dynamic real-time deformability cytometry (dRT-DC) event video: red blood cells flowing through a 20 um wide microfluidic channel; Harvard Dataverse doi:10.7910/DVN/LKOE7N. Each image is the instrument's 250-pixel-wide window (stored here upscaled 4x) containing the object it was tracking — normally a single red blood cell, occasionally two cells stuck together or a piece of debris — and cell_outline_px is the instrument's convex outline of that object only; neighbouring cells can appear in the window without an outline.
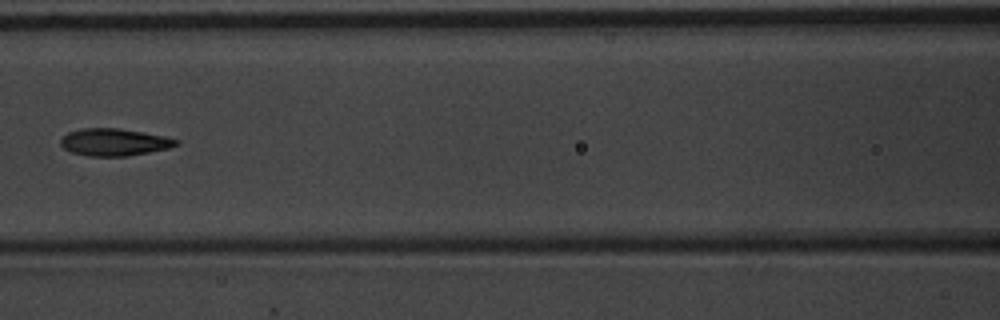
{"species": "common noctule bat (a hibernating species)", "species_latin": "Nyctalus noctula", "temperature_condition": "warm", "stored_images_in_passage": 11, "camera_frame_rate_fps": 3000, "um_per_image_px": 0.085, "animal": {"sex": "male", "body_mass_g": 20.1, "forearm_length_mm": 53.5}, "frame": {"image": 1, "passage_image": 7, "time_ms": 2.0, "image_size_px": [1000, 320], "cell_outline_px": [[180, 144], [168, 148], [128, 156], [88, 156], [72, 152], [64, 148], [60, 144], [60, 140], [68, 132], [80, 128], [120, 128], [144, 132], [164, 136], [180, 140]], "centroid_in_image_um": [9.72, 12.07], "position_along_channel_um": 156.9, "area_um2": 18.38}}
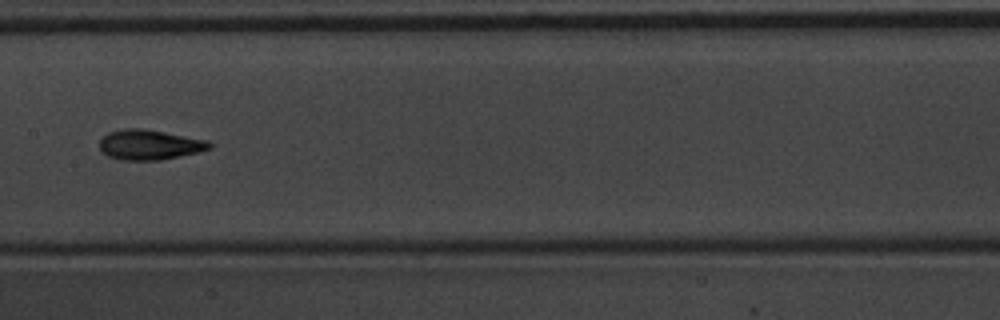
{"frame": {"image": 2, "passage_image": 8, "time_ms": 2.333, "image_size_px": [1000, 320], "cell_outline_px": [[212, 148], [200, 152], [160, 160], [120, 160], [108, 156], [100, 152], [100, 140], [108, 132], [124, 128], [140, 128], [164, 132], [208, 140], [212, 144]], "centroid_in_image_um": [12.7, 12.31], "position_along_channel_um": 194.7, "area_um2": 19.36}}